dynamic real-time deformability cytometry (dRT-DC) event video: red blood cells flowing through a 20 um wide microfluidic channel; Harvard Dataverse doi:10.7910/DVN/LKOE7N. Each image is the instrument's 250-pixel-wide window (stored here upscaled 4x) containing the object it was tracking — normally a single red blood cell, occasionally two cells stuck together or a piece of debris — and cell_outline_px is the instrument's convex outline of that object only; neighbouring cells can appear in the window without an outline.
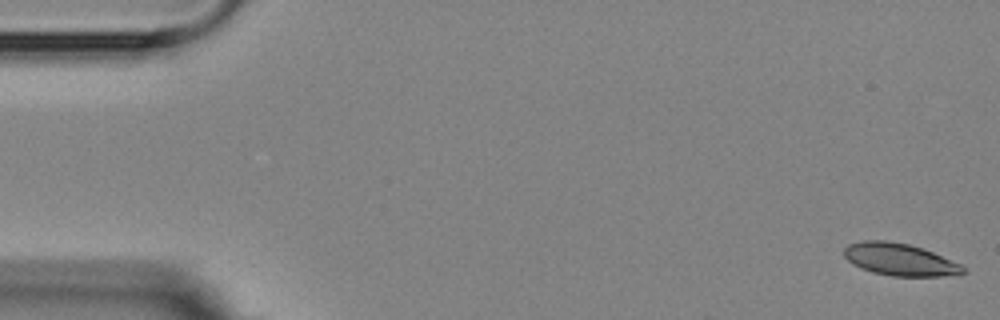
{"species": "Egyptian fruit bat (a non-hibernating species)", "species_latin": "Rousettus aegyptiacus", "temperature_condition": "room temperature", "stored_images_in_passage": 5, "camera_frame_rate_fps": 3000, "um_per_image_px": 0.085, "animal": {"sex": "female"}, "frame": {"image": 1, "passage_image": 1, "time_ms": 0.0, "image_size_px": [1000, 320], "cell_outline_px": [[968, 272], [944, 276], [892, 276], [872, 272], [860, 268], [852, 264], [844, 256], [844, 248], [848, 244], [864, 240], [884, 240], [908, 244], [932, 252], [960, 264]], "centroid_in_image_um": [76.44, 22.06], "position_along_channel_um": 8.6, "area_um2": 22.2}}
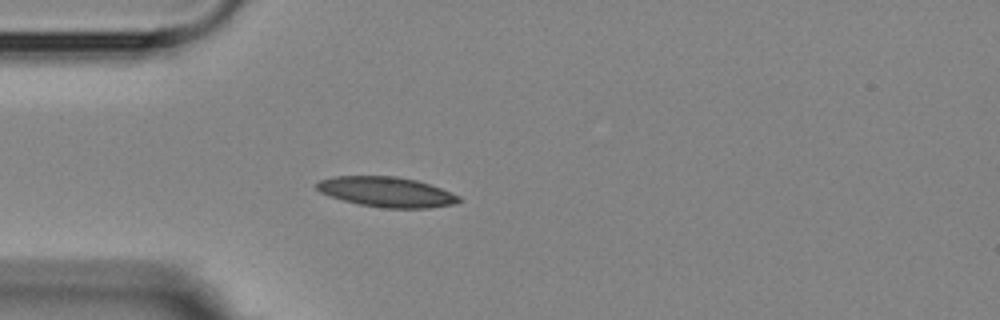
{"frame": {"image": 2, "passage_image": 5, "time_ms": 4.667, "image_size_px": [1000, 320], "cell_outline_px": [[460, 200], [452, 204], [428, 208], [384, 208], [360, 204], [344, 200], [320, 192], [316, 188], [316, 184], [320, 180], [332, 176], [396, 176], [416, 180], [440, 188], [460, 196]], "centroid_in_image_um": [32.84, 16.31], "position_along_channel_um": 52.2, "area_um2": 24.62}}